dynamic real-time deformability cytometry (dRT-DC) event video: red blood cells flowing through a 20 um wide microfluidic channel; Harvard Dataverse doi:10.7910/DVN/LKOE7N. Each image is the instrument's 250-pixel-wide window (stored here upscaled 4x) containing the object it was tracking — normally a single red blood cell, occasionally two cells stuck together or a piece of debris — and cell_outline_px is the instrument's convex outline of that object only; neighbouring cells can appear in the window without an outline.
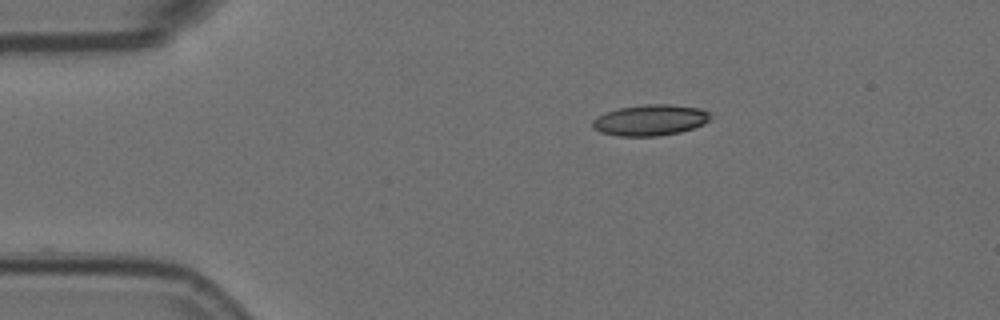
{"species": "Egyptian fruit bat (a non-hibernating species)", "species_latin": "Rousettus aegyptiacus", "temperature_condition": "room temperature", "stored_images_in_passage": 47, "camera_frame_rate_fps": 3000, "um_per_image_px": 0.085, "animal": {"sex": "female"}, "frame": {"image": 1, "passage_image": 1, "time_ms": 0.0, "image_size_px": [1000, 320], "cell_outline_px": [[712, 116], [704, 124], [680, 132], [660, 136], [620, 136], [600, 132], [592, 124], [592, 120], [604, 112], [620, 108], [644, 104], [672, 104], [700, 108], [708, 112]], "centroid_in_image_um": [55.28, 10.2], "position_along_channel_um": 29.7, "area_um2": 21.27}}
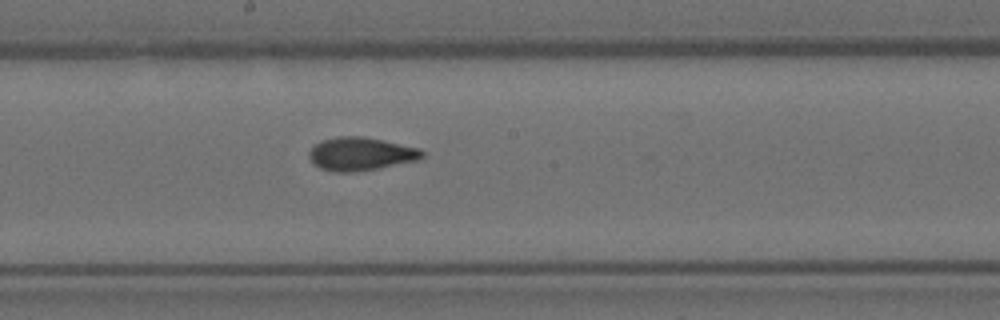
{"frame": {"image": 2, "passage_image": 21, "time_ms": 6.667, "image_size_px": [1000, 320], "cell_outline_px": [[424, 156], [416, 160], [376, 168], [348, 172], [332, 172], [320, 168], [308, 156], [308, 152], [320, 140], [340, 136], [360, 136], [420, 148], [424, 152]], "centroid_in_image_um": [30.63, 13.07], "position_along_channel_um": 217.6, "area_um2": 21.44}}
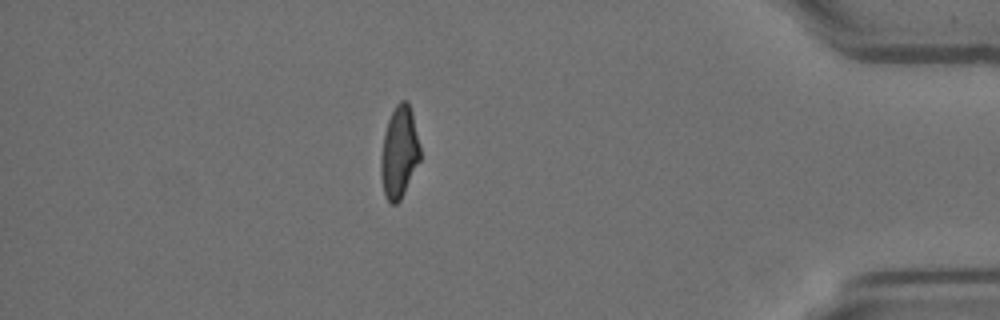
{"frame": {"image": 3, "passage_image": 40, "time_ms": 13.0, "image_size_px": [1000, 320], "cell_outline_px": [[420, 160], [400, 200], [396, 204], [392, 204], [388, 200], [384, 192], [380, 176], [380, 156], [384, 132], [388, 120], [396, 104], [400, 100], [408, 100], [412, 112], [420, 148]], "centroid_in_image_um": [33.92, 12.92], "position_along_channel_um": 401.3, "area_um2": 20.98}, "authors_computed_cell_mechanics": {"area_um2": 21.2704, "velocity_mm_per_s": 3.5776, "shape_relaxation_time_tau1_ms": 7.4144, "shape_relaxation_time_tau2_ms": 1.8252, "deformation_change_tau1": 0.201, "deformation_change_tau2": 0.0831}}